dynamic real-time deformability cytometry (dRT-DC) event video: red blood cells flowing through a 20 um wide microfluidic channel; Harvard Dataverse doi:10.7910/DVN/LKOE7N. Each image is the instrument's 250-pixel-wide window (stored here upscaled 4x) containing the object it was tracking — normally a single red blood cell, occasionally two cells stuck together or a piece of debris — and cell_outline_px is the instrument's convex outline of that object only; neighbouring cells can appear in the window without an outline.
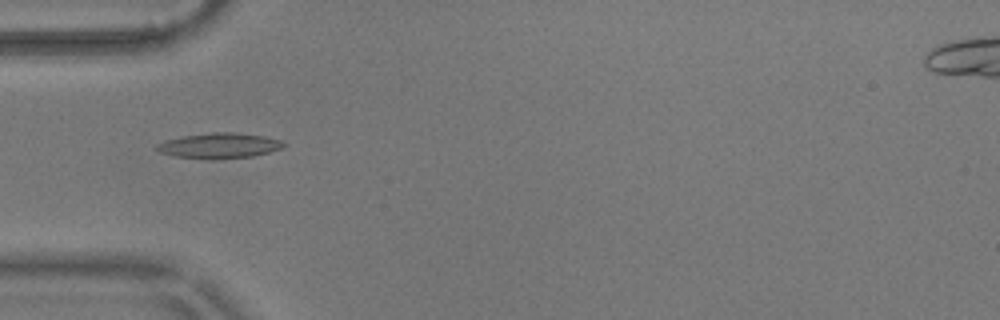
{"species": "common noctule bat (a hibernating species)", "species_latin": "Nyctalus noctula", "temperature_condition": "warm", "stored_images_in_passage": 8, "camera_frame_rate_fps": 3000, "um_per_image_px": 0.085, "animal": {"sex": "male", "body_mass_g": 17.9}, "frame": {"image": 1, "passage_image": 2, "time_ms": 0.333, "image_size_px": [1000, 320], "cell_outline_px": [[288, 144], [280, 148], [268, 152], [252, 156], [212, 160], [208, 160], [176, 156], [160, 152], [156, 148], [156, 144], [168, 140], [184, 136], [212, 132], [236, 132], [264, 136], [280, 140]], "centroid_in_image_um": [18.65, 12.38], "position_along_channel_um": 66.3, "area_um2": 18.67}}